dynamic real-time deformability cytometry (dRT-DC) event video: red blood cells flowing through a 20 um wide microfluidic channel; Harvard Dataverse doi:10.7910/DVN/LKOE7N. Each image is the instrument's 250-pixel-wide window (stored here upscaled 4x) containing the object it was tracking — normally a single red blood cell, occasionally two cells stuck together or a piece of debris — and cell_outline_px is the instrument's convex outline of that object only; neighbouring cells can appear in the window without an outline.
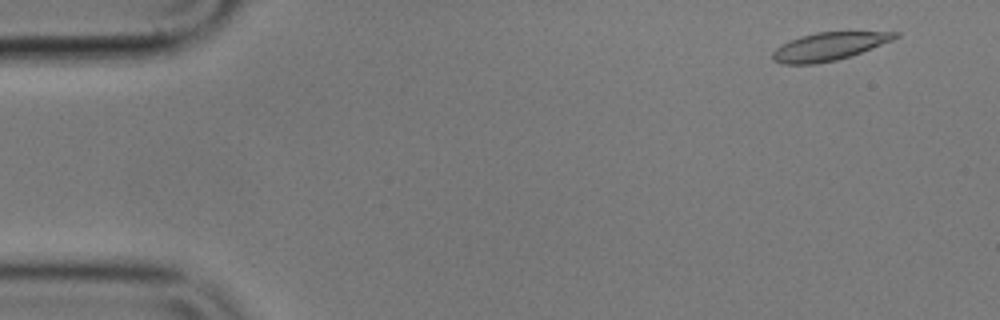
{"species": "common noctule bat (a hibernating species)", "species_latin": "Nyctalus noctula", "temperature_condition": "cold", "stored_images_in_passage": 54, "camera_frame_rate_fps": 3000, "um_per_image_px": 0.085, "animal": {"sex": "male", "body_mass_g": 17.9}, "frame": {"image": 1, "passage_image": 2, "time_ms": 0.333, "image_size_px": [1000, 320], "cell_outline_px": [[900, 36], [892, 40], [860, 52], [836, 60], [816, 64], [780, 64], [772, 60], [772, 52], [776, 48], [800, 36], [816, 32], [900, 32]], "centroid_in_image_um": [70.42, 3.95], "position_along_channel_um": 14.6, "area_um2": 19.65}}
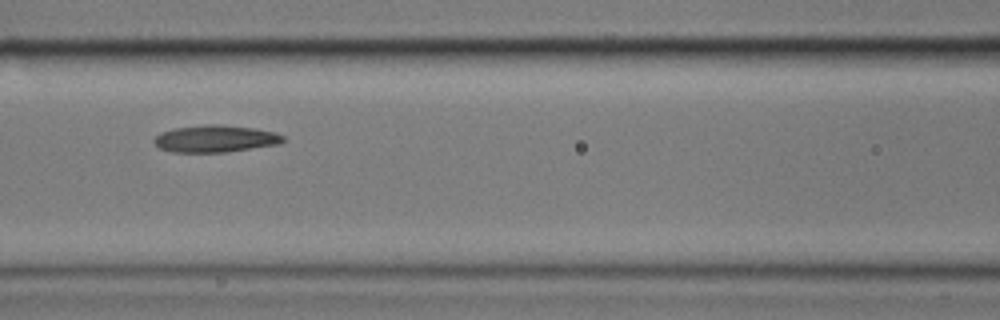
{"frame": {"image": 2, "passage_image": 22, "time_ms": 7.0, "image_size_px": [1000, 320], "cell_outline_px": [[284, 140], [280, 144], [228, 152], [172, 152], [160, 148], [152, 140], [160, 132], [172, 128], [204, 124], [216, 124], [256, 128], [276, 132], [284, 136]], "centroid_in_image_um": [18.31, 11.78], "position_along_channel_um": 148.3, "area_um2": 20.58}}
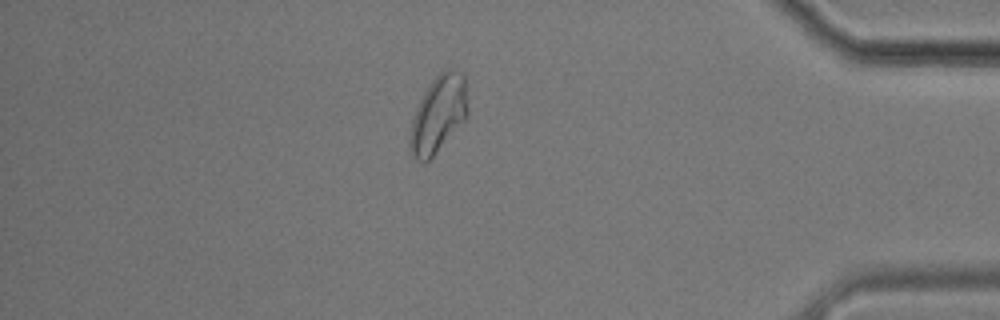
{"frame": {"image": 3, "passage_image": 46, "time_ms": 15.0, "image_size_px": [1000, 320], "cell_outline_px": [[468, 112], [464, 120], [432, 156], [424, 164], [416, 160], [408, 144], [408, 140], [412, 120], [416, 108], [424, 92], [432, 80], [444, 68], [448, 68], [460, 72], [464, 76], [468, 108]], "centroid_in_image_um": [37.24, 9.69], "position_along_channel_um": 398.0, "area_um2": 25.61}, "authors_computed_cell_mechanics": {"area_um2": 20.8369, "velocity_mm_per_s": 3.5661, "shape_relaxation_time_tau1_ms": null, "shape_relaxation_time_tau2_ms": 5.0484, "deformation_change_tau1": null, "deformation_change_tau2": 0.1068}}